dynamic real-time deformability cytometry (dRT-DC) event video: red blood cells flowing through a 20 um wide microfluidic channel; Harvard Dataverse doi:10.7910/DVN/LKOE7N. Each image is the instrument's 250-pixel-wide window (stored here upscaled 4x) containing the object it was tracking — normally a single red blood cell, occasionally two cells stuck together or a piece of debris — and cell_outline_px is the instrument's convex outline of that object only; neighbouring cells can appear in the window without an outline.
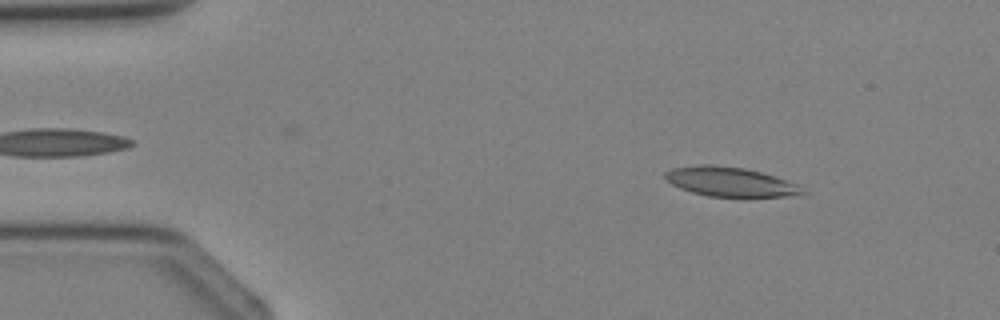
{"species": "Egyptian fruit bat (a non-hibernating species)", "species_latin": "Rousettus aegyptiacus", "temperature_condition": "cold", "stored_images_in_passage": 2, "camera_frame_rate_fps": 3000, "um_per_image_px": 0.085, "animal": {"sex": "female"}, "frame": {"image": 1, "passage_image": 1, "time_ms": 0.0, "image_size_px": [1000, 320], "cell_outline_px": [[808, 192], [792, 196], [708, 196], [692, 192], [680, 188], [664, 180], [664, 172], [672, 168], [700, 164], [712, 164], [744, 168], [760, 172], [796, 184]], "centroid_in_image_um": [61.99, 15.44], "position_along_channel_um": 23.0, "area_um2": 23.29}}
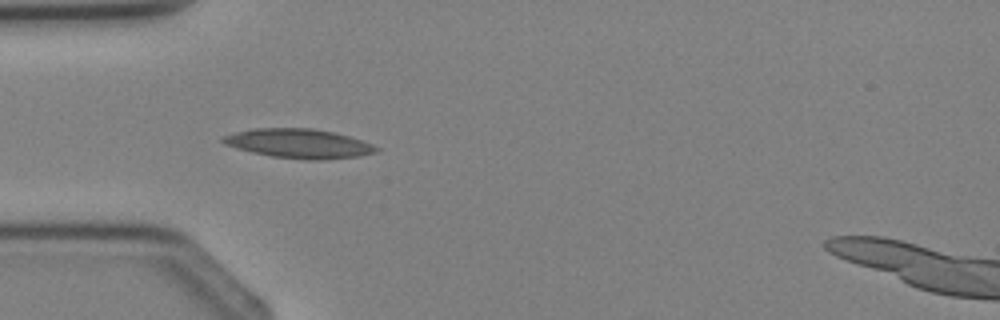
{"frame": {"image": 2, "passage_image": 2, "time_ms": 2.0, "image_size_px": [1000, 320], "cell_outline_px": [[380, 148], [376, 152], [356, 156], [316, 160], [308, 160], [272, 156], [252, 152], [236, 148], [224, 144], [220, 140], [220, 136], [252, 128], [312, 128], [332, 132], [348, 136], [372, 144]], "centroid_in_image_um": [25.34, 12.19], "position_along_channel_um": 59.7, "area_um2": 25.95}}